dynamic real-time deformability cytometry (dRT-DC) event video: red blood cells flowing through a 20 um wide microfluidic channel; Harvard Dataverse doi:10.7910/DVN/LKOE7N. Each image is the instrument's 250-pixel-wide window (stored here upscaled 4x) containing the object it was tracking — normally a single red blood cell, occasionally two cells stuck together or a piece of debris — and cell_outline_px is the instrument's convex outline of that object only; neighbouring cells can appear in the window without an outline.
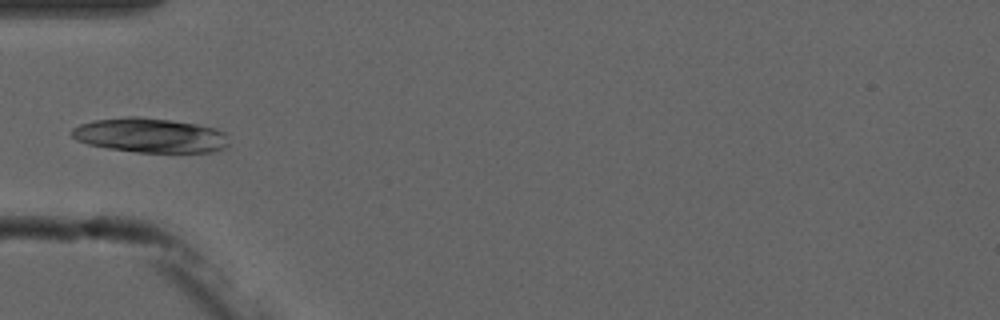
{"species": "common noctule bat (a hibernating species)", "species_latin": "Nyctalus noctula", "temperature_condition": "cold", "stored_images_in_passage": 4, "camera_frame_rate_fps": 3000, "um_per_image_px": 0.085, "animal": {"sex": "male", "forearm_length_mm": 52.5}, "frame": {"image": 1, "passage_image": 4, "time_ms": 3.333, "image_size_px": [1000, 320], "cell_outline_px": [[228, 144], [224, 148], [212, 152], [136, 152], [108, 148], [88, 144], [76, 140], [72, 136], [72, 128], [80, 124], [96, 120], [128, 116], [136, 116], [172, 120], [196, 124], [216, 128], [224, 132], [228, 136]], "centroid_in_image_um": [12.78, 11.5], "position_along_channel_um": 72.2, "area_um2": 31.62}}